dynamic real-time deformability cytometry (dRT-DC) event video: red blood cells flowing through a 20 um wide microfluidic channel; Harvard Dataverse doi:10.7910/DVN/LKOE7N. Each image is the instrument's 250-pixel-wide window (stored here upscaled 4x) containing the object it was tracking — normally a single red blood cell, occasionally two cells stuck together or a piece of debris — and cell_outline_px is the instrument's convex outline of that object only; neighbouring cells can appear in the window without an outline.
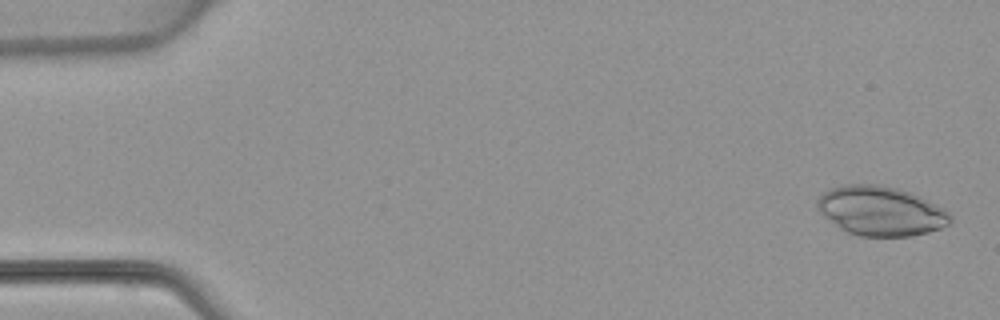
{"species": "common noctule bat (a hibernating species)", "species_latin": "Nyctalus noctula", "temperature_condition": "warm", "stored_images_in_passage": 48, "camera_frame_rate_fps": 3000, "um_per_image_px": 0.085, "animal": {"sex": "female", "body_mass_g": 22.7, "forearm_length_mm": 54.2}, "frame": {"image": 1, "passage_image": 2, "time_ms": 0.333, "image_size_px": [1000, 320], "cell_outline_px": [[952, 220], [948, 224], [940, 228], [928, 232], [912, 236], [860, 236], [844, 232], [824, 216], [816, 208], [816, 200], [828, 188], [844, 184], [876, 184], [896, 188], [908, 192], [944, 208], [952, 216]], "centroid_in_image_um": [74.82, 17.94], "position_along_channel_um": 10.2, "area_um2": 38.32}}